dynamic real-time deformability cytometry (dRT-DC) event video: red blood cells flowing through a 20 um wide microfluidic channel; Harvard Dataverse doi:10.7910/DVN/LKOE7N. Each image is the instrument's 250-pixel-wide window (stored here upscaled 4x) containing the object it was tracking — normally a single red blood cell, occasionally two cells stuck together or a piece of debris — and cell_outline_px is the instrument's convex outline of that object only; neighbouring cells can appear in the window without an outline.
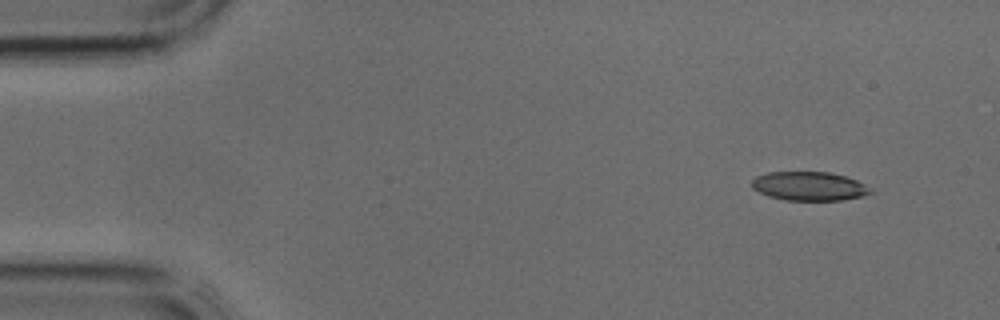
{"species": "common noctule bat (a hibernating species)", "species_latin": "Nyctalus noctula", "temperature_condition": "cold", "stored_images_in_passage": 3, "segment_of_instrument_passage": [2, 2], "camera_frame_rate_fps": 3000, "um_per_image_px": 0.085, "animal": {"sex": "male", "body_mass_g": 17.9, "forearm_length_mm": 54.2}, "frame": {"image": 1, "passage_image": 3, "time_ms": 0.667, "image_size_px": [1000, 320], "cell_outline_px": [[872, 192], [860, 196], [844, 200], [784, 200], [768, 196], [752, 188], [752, 180], [756, 176], [768, 172], [828, 172], [844, 176], [856, 180], [872, 188]], "centroid_in_image_um": [68.76, 15.82], "position_along_channel_um": 16.2, "area_um2": 19.88}}